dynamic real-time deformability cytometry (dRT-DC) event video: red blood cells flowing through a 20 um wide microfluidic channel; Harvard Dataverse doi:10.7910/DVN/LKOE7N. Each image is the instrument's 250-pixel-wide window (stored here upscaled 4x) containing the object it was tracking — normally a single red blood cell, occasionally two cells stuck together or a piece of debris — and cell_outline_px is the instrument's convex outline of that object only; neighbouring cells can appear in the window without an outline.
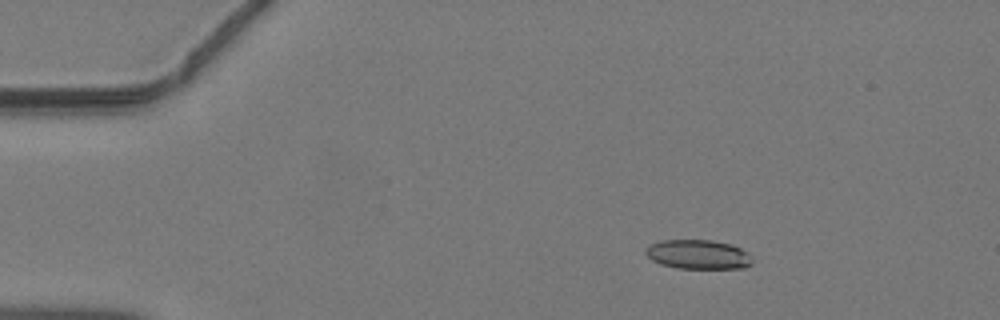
{"species": "common noctule bat (a hibernating species)", "species_latin": "Nyctalus noctula", "temperature_condition": "warm", "stored_images_in_passage": 39, "camera_frame_rate_fps": 3000, "um_per_image_px": 0.085, "animal": {"sex": "male", "body_mass_g": 19.2, "forearm_length_mm": 51.8}, "frame": {"image": 1, "passage_image": 1, "time_ms": 0.0, "image_size_px": [1000, 320], "cell_outline_px": [[752, 264], [744, 268], [676, 268], [660, 264], [652, 260], [644, 252], [644, 248], [648, 244], [660, 240], [712, 240], [732, 244], [740, 248], [752, 260]], "centroid_in_image_um": [59.27, 21.62], "position_along_channel_um": 25.7, "area_um2": 18.26}}
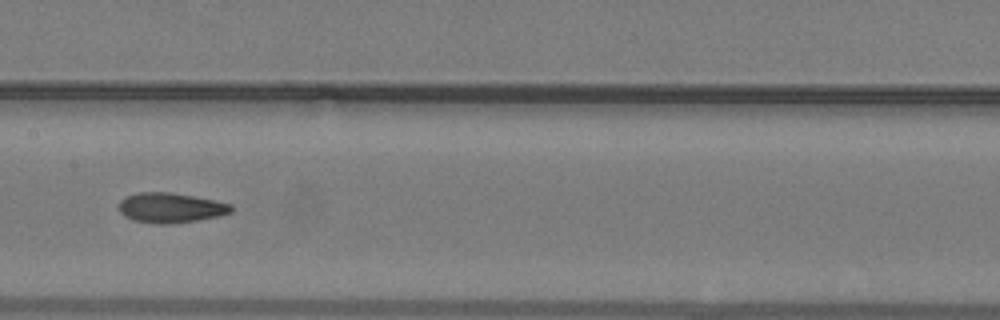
{"frame": {"image": 2, "passage_image": 17, "time_ms": 5.333, "image_size_px": [1000, 320], "cell_outline_px": [[232, 212], [216, 216], [196, 220], [164, 224], [160, 224], [132, 220], [124, 216], [120, 212], [120, 200], [128, 196], [140, 192], [168, 192], [216, 200], [232, 204]], "centroid_in_image_um": [14.5, 17.65], "position_along_channel_um": 192.9, "area_um2": 19.31}}
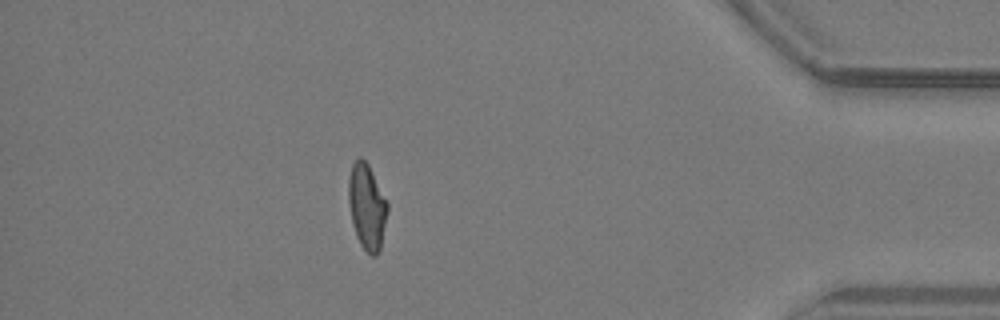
{"frame": {"image": 3, "passage_image": 34, "time_ms": 11.0, "image_size_px": [1000, 320], "cell_outline_px": [[388, 212], [380, 252], [376, 256], [372, 256], [360, 244], [356, 236], [352, 224], [348, 200], [348, 180], [352, 164], [360, 156], [368, 164], [388, 204]], "centroid_in_image_um": [31.19, 17.6], "position_along_channel_um": 404.0, "area_um2": 19.48}}